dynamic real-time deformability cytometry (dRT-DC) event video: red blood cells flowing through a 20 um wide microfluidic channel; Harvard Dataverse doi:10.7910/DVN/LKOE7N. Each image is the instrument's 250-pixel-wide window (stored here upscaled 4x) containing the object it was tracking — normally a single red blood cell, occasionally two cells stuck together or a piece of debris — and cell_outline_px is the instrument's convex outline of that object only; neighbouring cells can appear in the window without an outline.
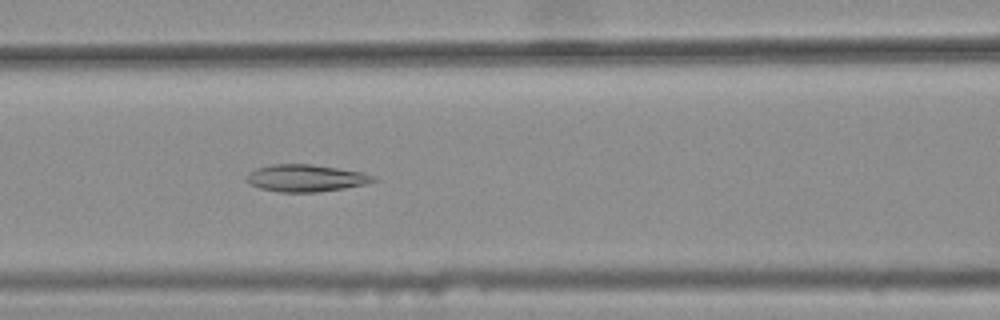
{"species": "common noctule bat (a hibernating species)", "species_latin": "Nyctalus noctula", "temperature_condition": "warm", "stored_images_in_passage": 44, "camera_frame_rate_fps": 3000, "um_per_image_px": 0.085, "animal": {"sex": "female", "body_mass_g": 25.1}, "frame": {"image": 1, "passage_image": 22, "time_ms": 7.0, "image_size_px": [1000, 320], "cell_outline_px": [[376, 180], [368, 184], [320, 192], [280, 192], [260, 188], [244, 180], [248, 172], [256, 168], [272, 164], [312, 164], [360, 172], [376, 176]], "centroid_in_image_um": [25.98, 15.14], "position_along_channel_um": 140.6, "area_um2": 20.06}}
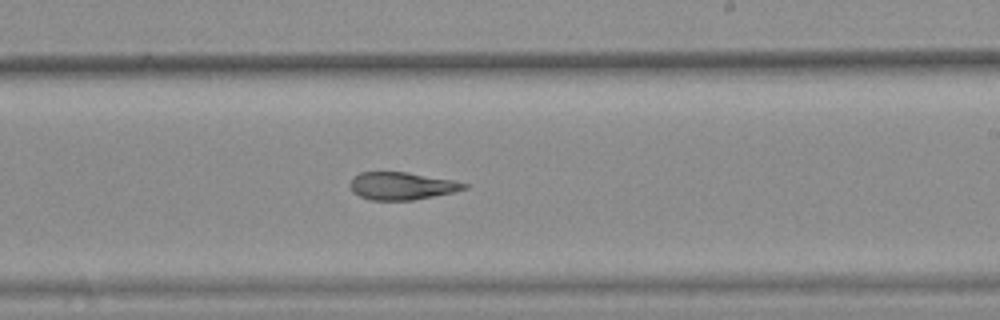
{"frame": {"image": 2, "passage_image": 31, "time_ms": 10.0, "image_size_px": [1000, 320], "cell_outline_px": [[468, 188], [452, 192], [412, 200], [372, 200], [360, 196], [352, 192], [348, 184], [360, 172], [408, 172], [452, 180], [468, 184]], "centroid_in_image_um": [34.12, 15.8], "position_along_channel_um": 254.9, "area_um2": 18.15}}
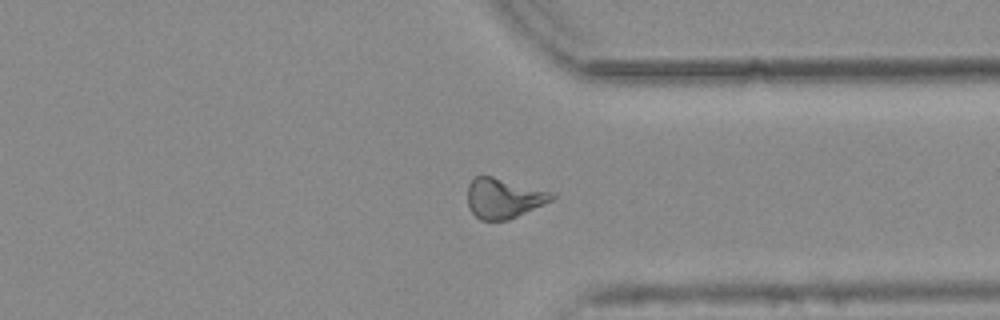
{"frame": {"image": 3, "passage_image": 40, "time_ms": 13.0, "image_size_px": [1000, 320], "cell_outline_px": [[556, 196], [552, 200], [544, 204], [508, 220], [480, 220], [468, 208], [468, 184], [476, 176], [492, 176], [556, 192]], "centroid_in_image_um": [42.83, 16.84], "position_along_channel_um": 368.6, "area_um2": 19.77}, "authors_computed_cell_mechanics": {"area_um2": 20.0566, "velocity_mm_per_s": 3.8169, "shape_relaxation_time_tau1_ms": null, "shape_relaxation_time_tau2_ms": 4.5427, "deformation_change_tau1": null, "deformation_change_tau2": 0.1518}}